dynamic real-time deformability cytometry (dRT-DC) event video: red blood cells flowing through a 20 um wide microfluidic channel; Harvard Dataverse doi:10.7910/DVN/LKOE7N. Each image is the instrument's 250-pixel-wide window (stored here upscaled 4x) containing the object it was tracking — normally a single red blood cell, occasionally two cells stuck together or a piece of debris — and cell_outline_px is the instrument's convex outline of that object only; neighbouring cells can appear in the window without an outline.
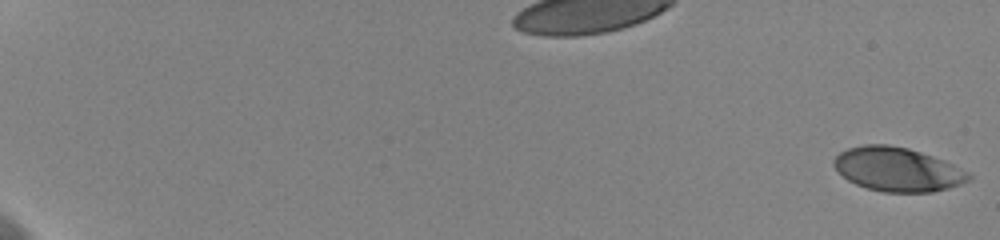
{"species": "human", "species_latin": "Homo sapiens", "temperature_condition": "cold", "stored_images_in_passage": 59, "camera_frame_rate_fps": 3000, "um_per_image_px": 0.085, "donor": {"sex": "female"}, "frame": {"image": 1, "passage_image": 1, "time_ms": 0.0, "image_size_px": [1000, 240], "cell_outline_px": [[972, 176], [968, 180], [960, 184], [948, 188], [932, 192], [884, 192], [868, 188], [856, 184], [848, 180], [832, 164], [832, 160], [840, 152], [848, 148], [864, 144], [888, 144], [908, 148], [944, 160], [968, 172]], "centroid_in_image_um": [76.27, 14.39], "position_along_channel_um": 8.7, "area_um2": 34.33}}
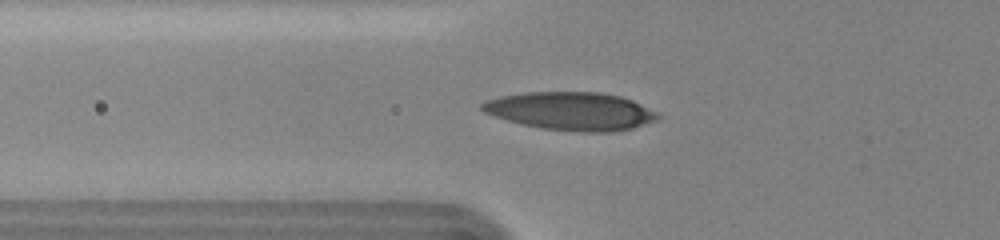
{"frame": {"image": 2, "passage_image": 25, "time_ms": 8.0, "image_size_px": [1000, 240], "cell_outline_px": [[660, 116], [656, 120], [632, 128], [612, 132], [580, 132], [544, 128], [524, 124], [508, 120], [484, 112], [480, 108], [480, 104], [488, 100], [500, 96], [524, 92], [600, 92], [620, 96], [632, 100], [660, 112]], "centroid_in_image_um": [48.58, 9.44], "position_along_channel_um": 77.2, "area_um2": 38.9}}
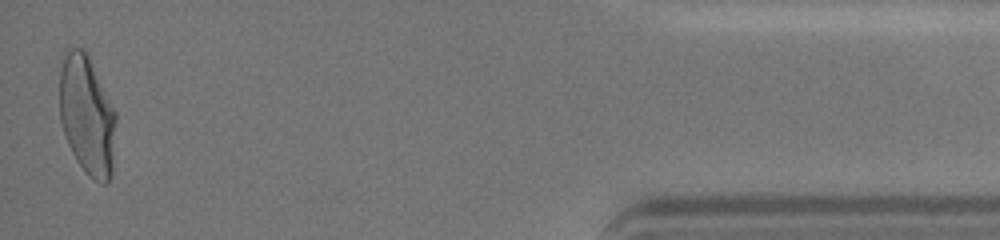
{"frame": {"image": 3, "passage_image": 59, "time_ms": 19.333, "image_size_px": [1000, 240], "cell_outline_px": [[116, 120], [112, 172], [108, 180], [104, 184], [88, 176], [76, 160], [68, 144], [60, 120], [60, 72], [64, 48], [80, 48], [88, 56], [116, 112]], "centroid_in_image_um": [7.39, 9.8], "position_along_channel_um": 427.8, "area_um2": 39.07}, "authors_computed_cell_mechanics": {"area_um2": 36.414, "velocity_mm_per_s": 3.6143, "shape_relaxation_time_tau1_ms": 4.0992, "shape_relaxation_time_tau2_ms": 0.8863, "deformation_change_tau1": 0.1828, "deformation_change_tau2": 0.0628}}